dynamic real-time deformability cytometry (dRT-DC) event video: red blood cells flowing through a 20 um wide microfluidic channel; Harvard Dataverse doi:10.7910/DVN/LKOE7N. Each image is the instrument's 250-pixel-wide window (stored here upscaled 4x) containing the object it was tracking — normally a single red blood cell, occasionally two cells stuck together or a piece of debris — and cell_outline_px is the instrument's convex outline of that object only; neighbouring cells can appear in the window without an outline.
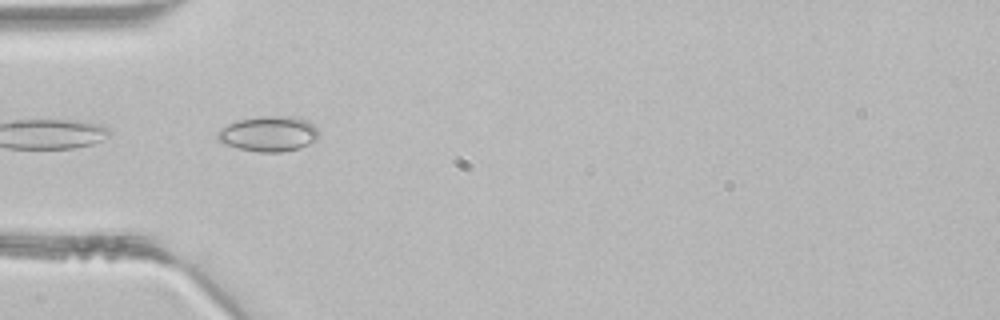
{"species": "common noctule bat (a hibernating species)", "species_latin": "Nyctalus noctula", "temperature_condition": "room temperature", "stored_images_in_passage": 3, "camera_frame_rate_fps": 3000, "um_per_image_px": 0.085, "animal": {"sex": "male", "body_mass_g": 21.5, "forearm_length_mm": 52.0}, "frame": {"image": 1, "passage_image": 2, "time_ms": 0.333, "image_size_px": [1000, 320], "cell_outline_px": [[320, 136], [316, 140], [300, 148], [280, 152], [260, 152], [240, 148], [216, 140], [216, 132], [220, 128], [236, 120], [260, 116], [292, 116], [308, 120], [320, 132]], "centroid_in_image_um": [22.85, 11.36], "position_along_channel_um": 62.2, "area_um2": 20.98}}
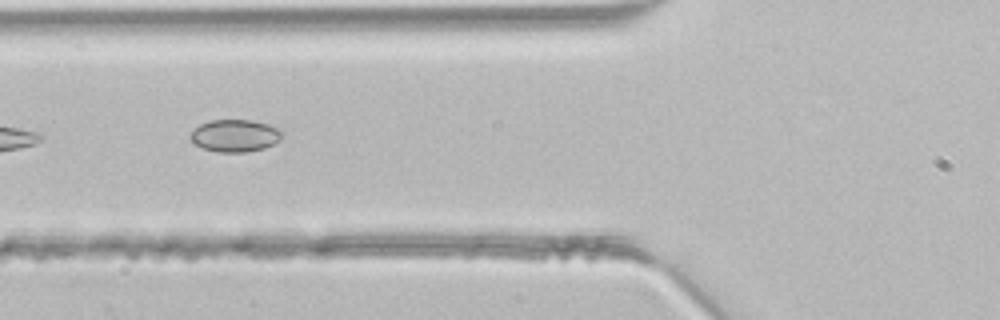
{"frame": {"image": 2, "passage_image": 3, "time_ms": 0.667, "image_size_px": [1000, 320], "cell_outline_px": [[284, 132], [280, 140], [264, 148], [244, 152], [216, 152], [204, 148], [196, 144], [188, 136], [200, 124], [212, 120], [252, 120], [268, 124], [280, 128]], "centroid_in_image_um": [20.01, 11.52], "position_along_channel_um": 105.8, "area_um2": 17.22}}